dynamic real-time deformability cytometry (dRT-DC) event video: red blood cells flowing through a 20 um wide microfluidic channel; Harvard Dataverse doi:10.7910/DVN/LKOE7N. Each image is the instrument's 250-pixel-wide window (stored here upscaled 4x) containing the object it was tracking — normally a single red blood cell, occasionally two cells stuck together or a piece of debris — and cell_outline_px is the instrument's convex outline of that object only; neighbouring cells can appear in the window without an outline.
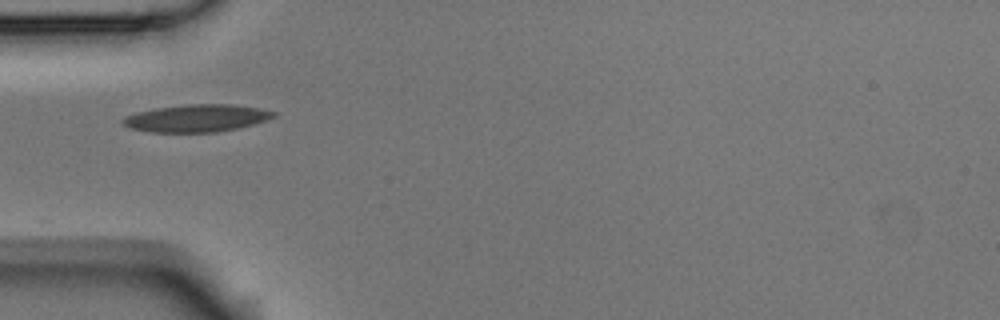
{"species": "Egyptian fruit bat (a non-hibernating species)", "species_latin": "Rousettus aegyptiacus", "temperature_condition": "room temperature", "stored_images_in_passage": 9, "camera_frame_rate_fps": 3000, "um_per_image_px": 0.085, "animal": {"sex": "male"}, "frame": {"image": 1, "passage_image": 5, "time_ms": 1.333, "image_size_px": [1000, 320], "cell_outline_px": [[276, 116], [268, 120], [236, 128], [216, 132], [152, 132], [132, 128], [124, 124], [120, 120], [124, 116], [136, 112], [156, 108], [188, 104], [228, 104], [260, 108], [276, 112]], "centroid_in_image_um": [16.71, 10.04], "position_along_channel_um": 68.3, "area_um2": 23.93}}
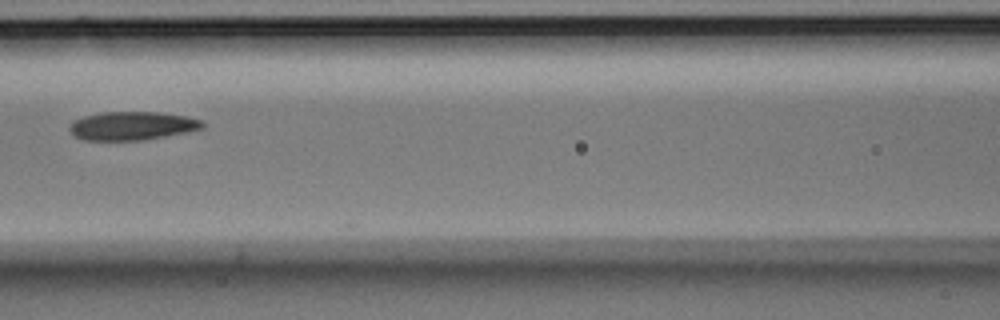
{"frame": {"image": 2, "passage_image": 7, "time_ms": 2.0, "image_size_px": [1000, 320], "cell_outline_px": [[204, 128], [144, 140], [84, 140], [76, 136], [68, 128], [72, 120], [84, 116], [100, 112], [156, 112], [184, 116], [204, 120]], "centroid_in_image_um": [11.21, 10.69], "position_along_channel_um": 155.4, "area_um2": 21.96}}
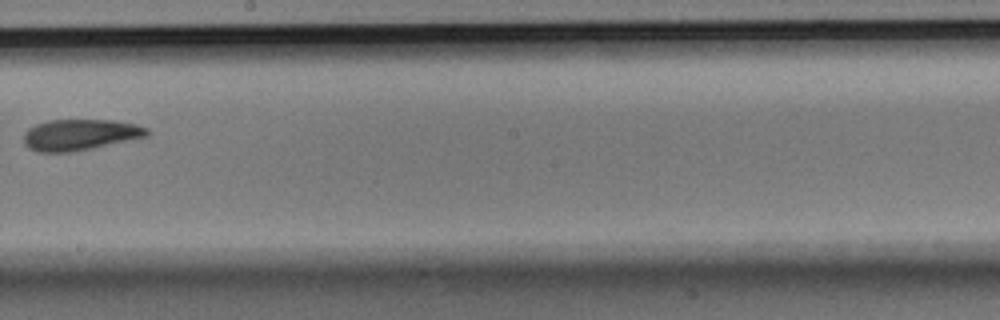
{"frame": {"image": 3, "passage_image": 9, "time_ms": 2.667, "image_size_px": [1000, 320], "cell_outline_px": [[148, 136], [92, 148], [72, 152], [36, 152], [28, 148], [24, 144], [24, 132], [28, 128], [36, 124], [48, 120], [116, 120], [136, 124], [148, 128]], "centroid_in_image_um": [6.78, 11.45], "position_along_channel_um": 241.4, "area_um2": 22.43}}